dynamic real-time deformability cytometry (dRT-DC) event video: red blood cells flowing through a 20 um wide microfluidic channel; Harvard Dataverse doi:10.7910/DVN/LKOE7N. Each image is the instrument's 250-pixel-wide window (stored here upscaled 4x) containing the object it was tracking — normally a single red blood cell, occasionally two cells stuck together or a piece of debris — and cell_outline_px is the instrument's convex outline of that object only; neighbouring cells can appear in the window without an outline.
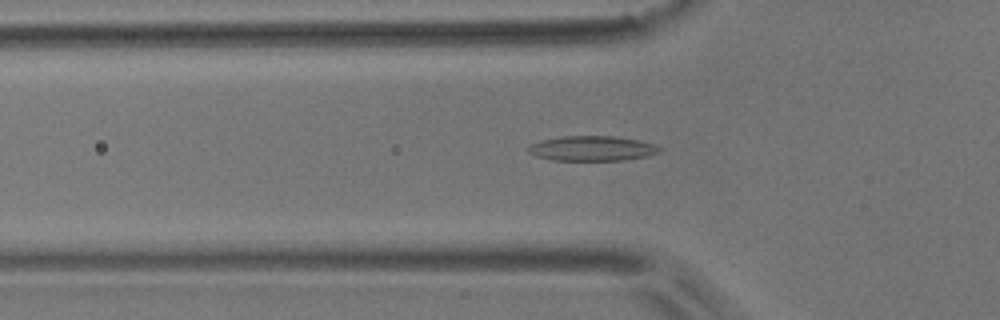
{"species": "common noctule bat (a hibernating species)", "species_latin": "Nyctalus noctula", "temperature_condition": "room temperature", "stored_images_in_passage": 41, "camera_frame_rate_fps": 3000, "um_per_image_px": 0.085, "animal": {"sex": "male", "body_mass_g": 17.9}, "frame": {"image": 1, "passage_image": 5, "time_ms": 1.333, "image_size_px": [1000, 320], "cell_outline_px": [[664, 148], [660, 152], [648, 156], [624, 160], [552, 160], [536, 156], [528, 152], [528, 148], [532, 144], [540, 140], [564, 136], [612, 136], [640, 140], [656, 144]], "centroid_in_image_um": [50.39, 12.61], "position_along_channel_um": 75.4, "area_um2": 19.19}}
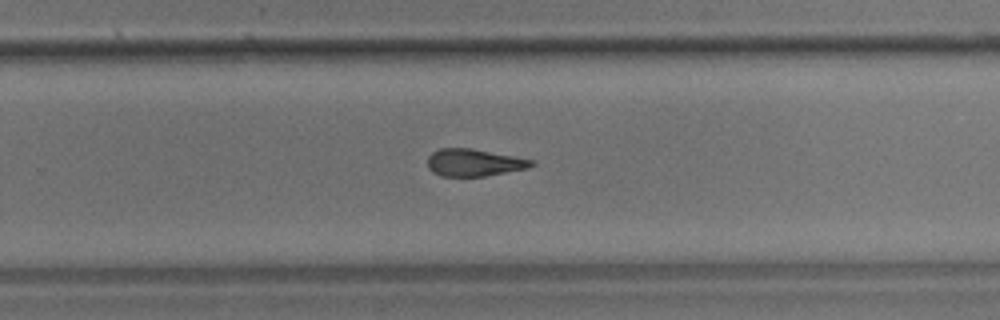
{"frame": {"image": 2, "passage_image": 22, "time_ms": 7.0, "image_size_px": [1000, 320], "cell_outline_px": [[536, 164], [528, 168], [484, 176], [440, 176], [432, 172], [428, 168], [428, 156], [432, 152], [440, 148], [472, 148], [516, 156], [536, 160]], "centroid_in_image_um": [40.31, 13.81], "position_along_channel_um": 289.5, "area_um2": 16.7}}
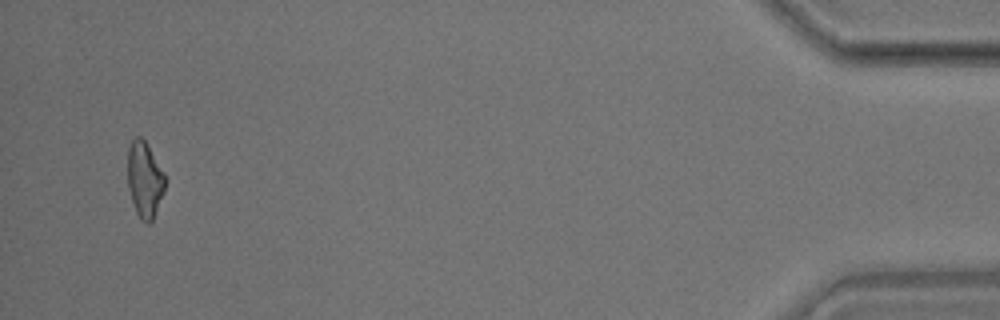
{"frame": {"image": 3, "passage_image": 39, "time_ms": 12.667, "image_size_px": [1000, 320], "cell_outline_px": [[168, 180], [164, 192], [152, 220], [148, 224], [136, 212], [128, 188], [128, 148], [132, 140], [136, 136], [140, 136], [148, 144], [164, 172]], "centroid_in_image_um": [12.32, 15.22], "position_along_channel_um": 422.9, "area_um2": 16.59}, "authors_computed_cell_mechanics": {"area_um2": 17.2822, "velocity_mm_per_s": 3.7651, "shape_relaxation_time_tau1_ms": 6.5818, "shape_relaxation_time_tau2_ms": 5.8681, "deformation_change_tau1": 0.1672, "deformation_change_tau2": 0.1578}}